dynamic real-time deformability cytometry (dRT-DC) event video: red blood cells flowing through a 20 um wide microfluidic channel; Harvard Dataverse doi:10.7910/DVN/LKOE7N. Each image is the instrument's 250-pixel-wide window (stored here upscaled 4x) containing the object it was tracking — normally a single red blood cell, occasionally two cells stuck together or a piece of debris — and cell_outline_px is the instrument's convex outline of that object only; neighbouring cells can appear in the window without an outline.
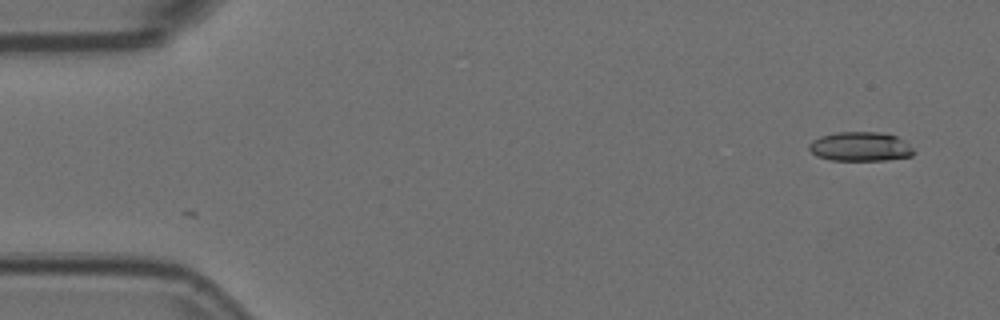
{"species": "Egyptian fruit bat (a non-hibernating species)", "species_latin": "Rousettus aegyptiacus", "temperature_condition": "room temperature", "stored_images_in_passage": 5, "camera_frame_rate_fps": 3000, "um_per_image_px": 0.085, "animal": {"sex": "female"}, "frame": {"image": 1, "passage_image": 1, "time_ms": 0.0, "image_size_px": [1000, 320], "cell_outline_px": [[916, 152], [912, 156], [884, 160], [832, 160], [816, 156], [808, 148], [808, 144], [812, 140], [820, 136], [836, 132], [880, 132], [896, 136], [904, 140]], "centroid_in_image_um": [73.12, 12.46], "position_along_channel_um": 11.9, "area_um2": 17.92}}